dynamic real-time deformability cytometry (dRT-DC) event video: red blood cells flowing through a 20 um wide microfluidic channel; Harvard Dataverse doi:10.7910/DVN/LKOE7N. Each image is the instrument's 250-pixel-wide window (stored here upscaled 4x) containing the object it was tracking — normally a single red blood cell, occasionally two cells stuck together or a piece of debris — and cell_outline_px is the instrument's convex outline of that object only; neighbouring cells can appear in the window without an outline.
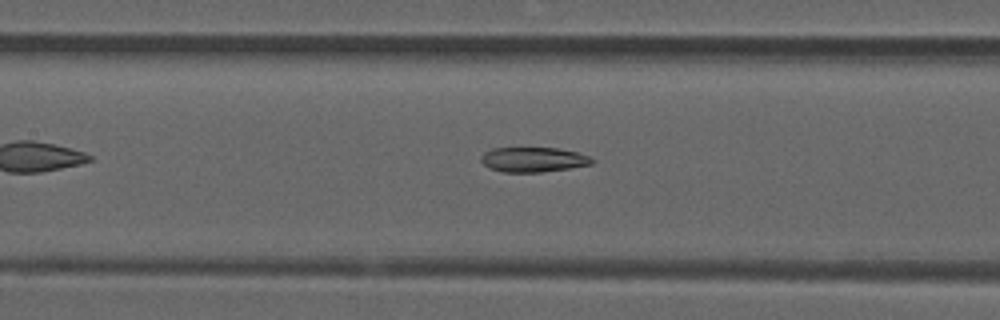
{"species": "common noctule bat (a hibernating species)", "species_latin": "Nyctalus noctula", "temperature_condition": "room temperature", "stored_images_in_passage": 42, "camera_frame_rate_fps": 3000, "um_per_image_px": 0.085, "animal": {"sex": "male", "forearm_length_mm": 52.5}, "frame": {"image": 1, "passage_image": 14, "time_ms": 4.333, "image_size_px": [1000, 320], "cell_outline_px": [[596, 160], [592, 164], [568, 168], [540, 172], [504, 172], [488, 168], [480, 160], [480, 156], [484, 152], [492, 148], [556, 148], [576, 152], [588, 156]], "centroid_in_image_um": [45.29, 13.56], "position_along_channel_um": 162.1, "area_um2": 16.01}}
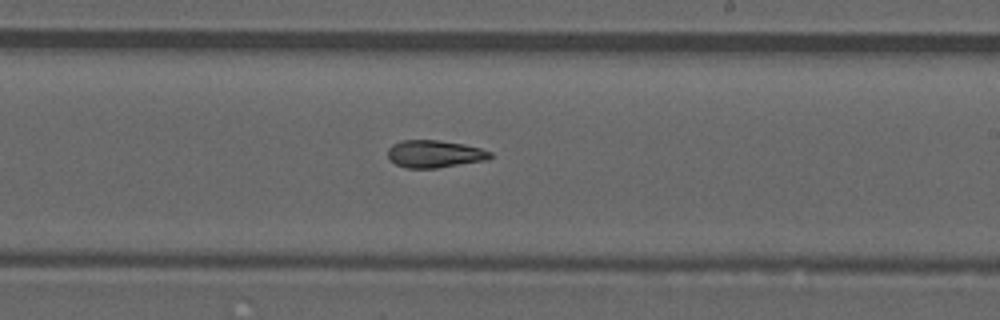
{"frame": {"image": 2, "passage_image": 21, "time_ms": 6.667, "image_size_px": [1000, 320], "cell_outline_px": [[492, 156], [488, 160], [436, 168], [404, 168], [396, 164], [388, 156], [388, 148], [392, 144], [404, 140], [436, 140], [464, 144], [480, 148], [492, 152]], "centroid_in_image_um": [36.95, 13.08], "position_along_channel_um": 252.0, "area_um2": 16.36}}
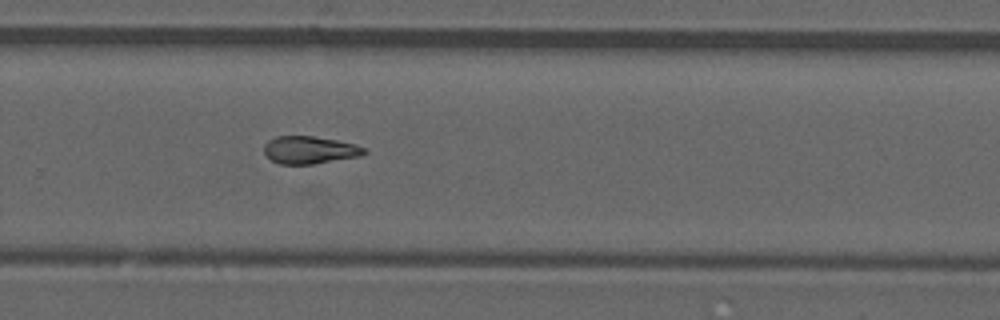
{"frame": {"image": 3, "passage_image": 25, "time_ms": 8.0, "image_size_px": [1000, 320], "cell_outline_px": [[364, 152], [360, 156], [312, 164], [280, 164], [272, 160], [264, 152], [264, 144], [268, 140], [276, 136], [312, 136], [336, 140], [356, 144], [364, 148]], "centroid_in_image_um": [26.28, 12.74], "position_along_channel_um": 303.5, "area_um2": 15.9}, "authors_computed_cell_mechanics": {"area_um2": 16.4152, "velocity_mm_per_s": 3.8815, "shape_relaxation_time_tau1_ms": null, "shape_relaxation_time_tau2_ms": 5.1526, "deformation_change_tau1": null, "deformation_change_tau2": 0.1234}}